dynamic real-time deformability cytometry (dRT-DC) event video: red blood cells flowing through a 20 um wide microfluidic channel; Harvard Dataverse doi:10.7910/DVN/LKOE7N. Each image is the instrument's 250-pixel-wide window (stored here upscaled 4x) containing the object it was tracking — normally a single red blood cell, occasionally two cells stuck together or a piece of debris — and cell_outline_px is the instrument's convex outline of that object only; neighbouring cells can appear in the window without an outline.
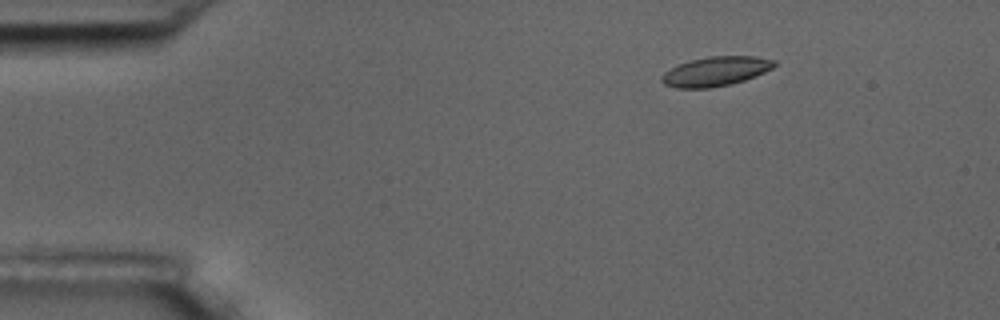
{"species": "common noctule bat (a hibernating species)", "species_latin": "Nyctalus noctula", "temperature_condition": "room temperature", "stored_images_in_passage": 7, "camera_frame_rate_fps": 3000, "um_per_image_px": 0.085, "animal": {"sex": "male", "body_mass_g": 17.5, "forearm_length_mm": 52.3}, "frame": {"image": 1, "passage_image": 3, "time_ms": 2.333, "image_size_px": [1000, 320], "cell_outline_px": [[776, 64], [772, 68], [756, 76], [732, 84], [708, 88], [676, 88], [664, 84], [660, 80], [660, 76], [664, 72], [680, 64], [692, 60], [708, 56], [756, 56], [776, 60]], "centroid_in_image_um": [60.84, 6.07], "position_along_channel_um": 24.2, "area_um2": 19.31}}
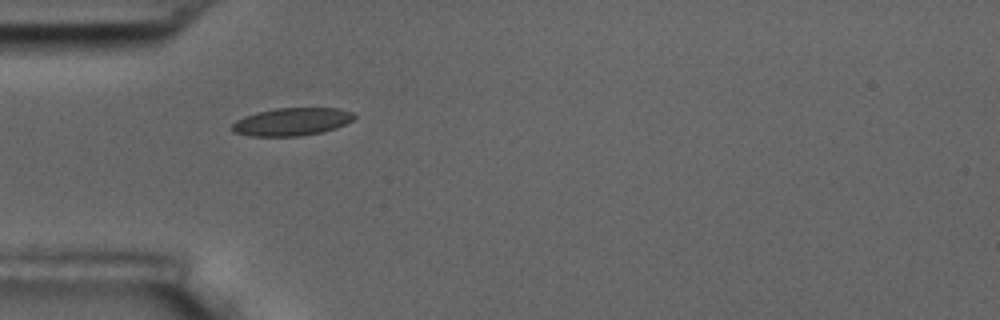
{"frame": {"image": 2, "passage_image": 5, "time_ms": 5.333, "image_size_px": [1000, 320], "cell_outline_px": [[356, 116], [352, 120], [336, 128], [320, 132], [300, 136], [252, 136], [232, 132], [228, 128], [236, 120], [244, 116], [256, 112], [276, 108], [340, 108], [352, 112]], "centroid_in_image_um": [24.76, 10.34], "position_along_channel_um": 60.2, "area_um2": 19.88}}